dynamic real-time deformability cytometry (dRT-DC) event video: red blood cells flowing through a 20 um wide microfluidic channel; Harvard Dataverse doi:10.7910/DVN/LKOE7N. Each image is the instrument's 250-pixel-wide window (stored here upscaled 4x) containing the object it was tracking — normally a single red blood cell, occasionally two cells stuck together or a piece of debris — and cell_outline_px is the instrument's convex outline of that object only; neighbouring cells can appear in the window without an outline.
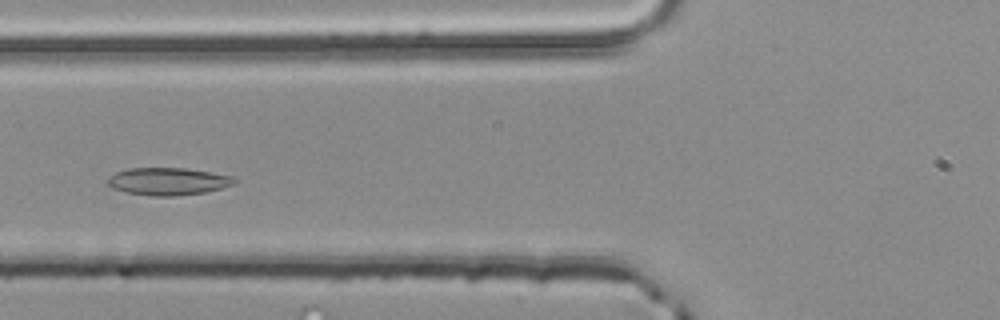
{"species": "common noctule bat (a hibernating species)", "species_latin": "Nyctalus noctula", "temperature_condition": "room temperature", "stored_images_in_passage": 46, "camera_frame_rate_fps": 3000, "um_per_image_px": 0.085, "animal": {"sex": "male", "body_mass_g": 20.4}, "frame": {"image": 1, "passage_image": 14, "time_ms": 4.333, "image_size_px": [1000, 320], "cell_outline_px": [[236, 180], [232, 184], [220, 188], [204, 192], [176, 196], [152, 196], [124, 192], [112, 188], [104, 180], [108, 176], [116, 172], [128, 168], [184, 168], [212, 172], [232, 176]], "centroid_in_image_um": [14.2, 15.41], "position_along_channel_um": 111.6, "area_um2": 20.35}}
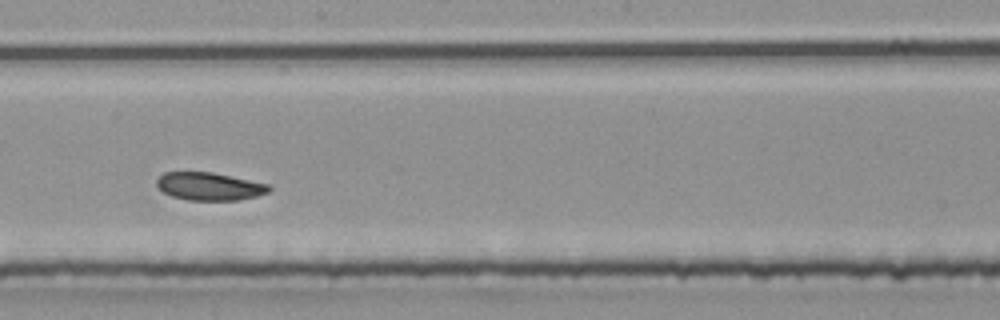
{"frame": {"image": 2, "passage_image": 23, "time_ms": 7.333, "image_size_px": [1000, 320], "cell_outline_px": [[272, 188], [268, 192], [256, 196], [240, 200], [188, 200], [172, 196], [164, 192], [156, 184], [156, 180], [164, 172], [212, 172], [268, 184]], "centroid_in_image_um": [17.8, 15.84], "position_along_channel_um": 230.4, "area_um2": 18.09}}
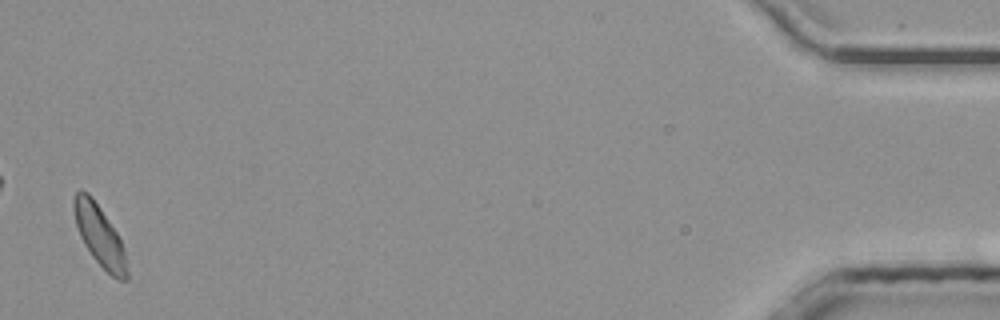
{"frame": {"image": 3, "passage_image": 45, "time_ms": 14.667, "image_size_px": [1000, 320], "cell_outline_px": [[128, 280], [120, 280], [112, 276], [92, 256], [84, 244], [80, 236], [76, 224], [72, 208], [72, 200], [76, 192], [80, 188], [88, 192], [92, 196], [116, 232], [124, 248], [128, 272]], "centroid_in_image_um": [8.44, 19.99], "position_along_channel_um": 426.8, "area_um2": 18.73}, "authors_computed_cell_mechanics": {"area_um2": 18.9584, "velocity_mm_per_s": 3.9711, "shape_relaxation_time_tau1_ms": 3.6929, "shape_relaxation_time_tau2_ms": null, "deformation_change_tau1": 0.0716, "deformation_change_tau2": null}}